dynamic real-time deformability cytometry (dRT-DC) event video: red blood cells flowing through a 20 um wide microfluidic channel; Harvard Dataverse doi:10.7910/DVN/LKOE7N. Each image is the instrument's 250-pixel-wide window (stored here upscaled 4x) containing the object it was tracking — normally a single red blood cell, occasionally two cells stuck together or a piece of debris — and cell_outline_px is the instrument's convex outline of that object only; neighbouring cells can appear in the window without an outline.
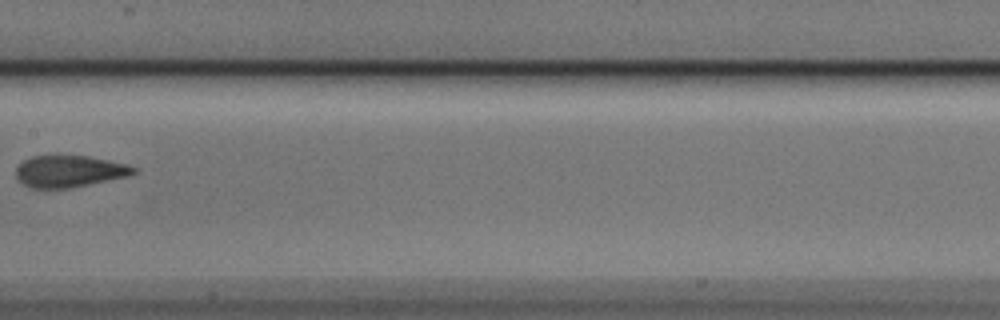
{"species": "Egyptian fruit bat (a non-hibernating species)", "species_latin": "Rousettus aegyptiacus", "temperature_condition": "cold", "stored_images_in_passage": 6, "camera_frame_rate_fps": 3000, "um_per_image_px": 0.085, "animal": {"sex": "male"}, "frame": {"image": 1, "passage_image": 5, "time_ms": 1.333, "image_size_px": [1000, 320], "cell_outline_px": [[136, 172], [128, 176], [72, 188], [32, 188], [24, 184], [16, 176], [16, 168], [24, 160], [32, 156], [52, 152], [56, 152], [88, 156], [108, 160], [124, 164], [136, 168]], "centroid_in_image_um": [5.85, 14.51], "position_along_channel_um": 201.6, "area_um2": 22.37}}
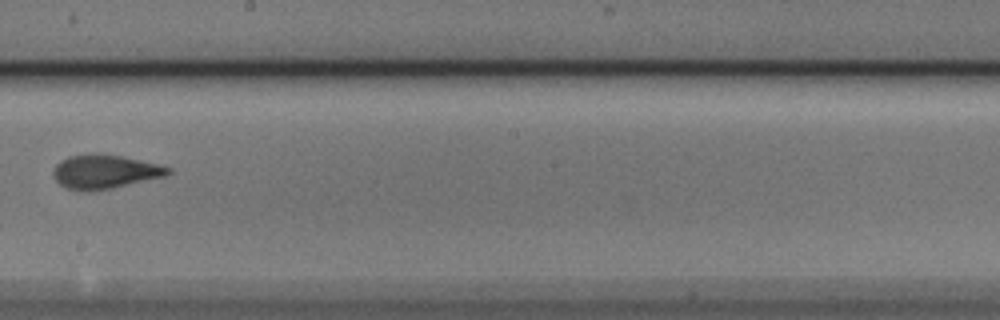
{"frame": {"image": 2, "passage_image": 6, "time_ms": 1.667, "image_size_px": [1000, 320], "cell_outline_px": [[172, 172], [164, 176], [112, 188], [88, 192], [84, 192], [68, 188], [60, 184], [56, 180], [52, 172], [56, 164], [60, 160], [68, 156], [96, 152], [120, 156], [156, 164], [172, 168]], "centroid_in_image_um": [8.86, 14.59], "position_along_channel_um": 239.3, "area_um2": 22.66}}